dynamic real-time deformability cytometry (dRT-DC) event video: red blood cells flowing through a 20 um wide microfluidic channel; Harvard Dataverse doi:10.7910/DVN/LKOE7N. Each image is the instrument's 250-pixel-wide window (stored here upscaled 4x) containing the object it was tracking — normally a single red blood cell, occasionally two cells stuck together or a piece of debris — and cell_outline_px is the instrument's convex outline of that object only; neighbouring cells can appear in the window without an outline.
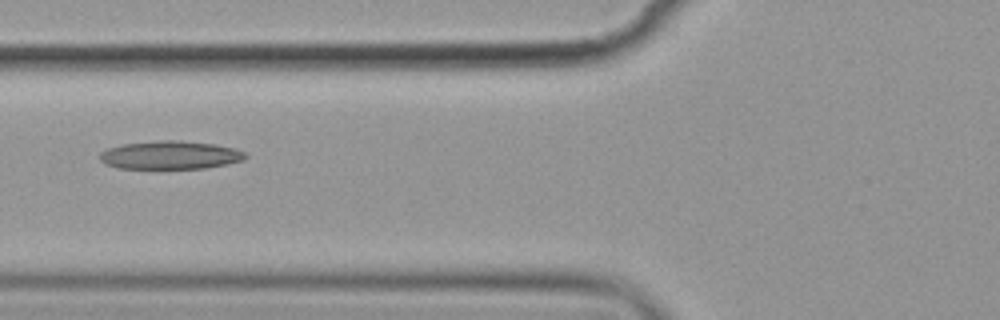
{"species": "common noctule bat (a hibernating species)", "species_latin": "Nyctalus noctula", "temperature_condition": "cold", "stored_images_in_passage": 10, "camera_frame_rate_fps": 3000, "um_per_image_px": 0.085, "animal": {"sex": "female", "body_mass_g": 19.9}, "frame": {"image": 1, "passage_image": 5, "time_ms": 5.667, "image_size_px": [1000, 320], "cell_outline_px": [[248, 156], [244, 160], [228, 164], [204, 168], [116, 168], [104, 164], [100, 160], [100, 152], [108, 148], [120, 144], [160, 140], [180, 140], [216, 144], [236, 148], [244, 152]], "centroid_in_image_um": [14.47, 13.17], "position_along_channel_um": 111.3, "area_um2": 24.22}}
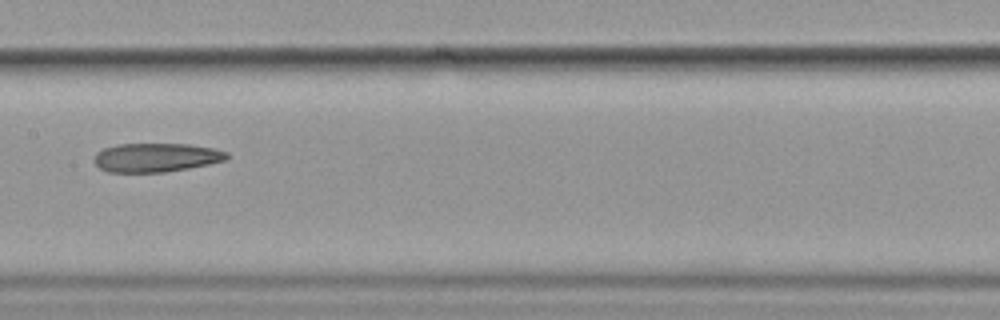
{"frame": {"image": 2, "passage_image": 7, "time_ms": 8.0, "image_size_px": [1000, 320], "cell_outline_px": [[228, 160], [188, 168], [164, 172], [108, 172], [100, 168], [92, 160], [96, 152], [104, 148], [120, 144], [188, 144], [212, 148], [228, 152]], "centroid_in_image_um": [13.25, 13.39], "position_along_channel_um": 194.1, "area_um2": 22.31}}
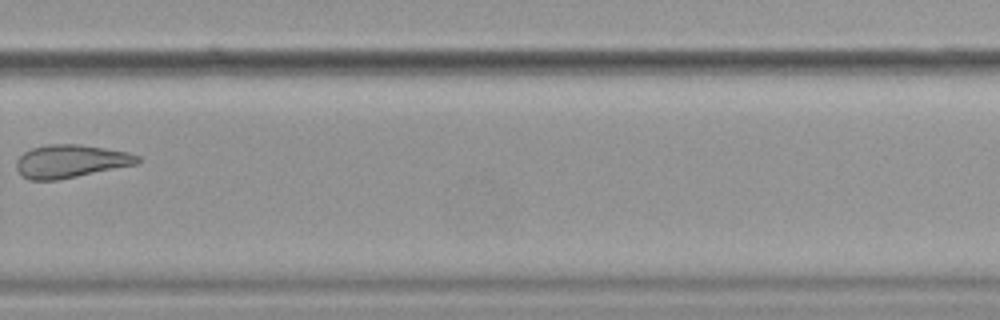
{"frame": {"image": 3, "passage_image": 10, "time_ms": 11.667, "image_size_px": [1000, 320], "cell_outline_px": [[140, 164], [60, 180], [28, 180], [20, 176], [16, 168], [16, 160], [24, 152], [32, 148], [48, 144], [80, 144], [128, 152], [140, 156]], "centroid_in_image_um": [6.02, 13.72], "position_along_channel_um": 323.8, "area_um2": 23.76}}